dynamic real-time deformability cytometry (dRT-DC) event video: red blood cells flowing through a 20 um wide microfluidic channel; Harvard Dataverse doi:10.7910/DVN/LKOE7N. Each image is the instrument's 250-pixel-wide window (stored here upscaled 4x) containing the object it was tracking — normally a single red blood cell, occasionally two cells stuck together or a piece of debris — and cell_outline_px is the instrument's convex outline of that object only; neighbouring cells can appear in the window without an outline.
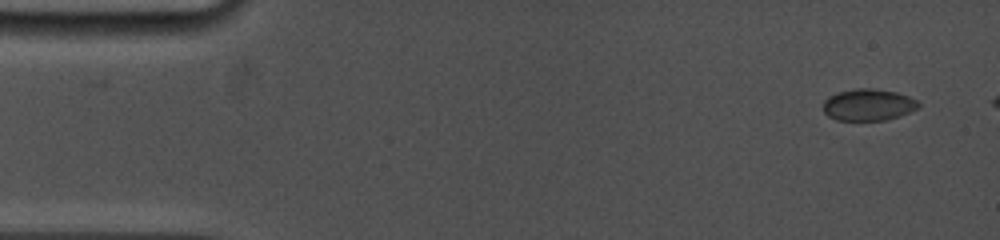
{"species": "common noctule bat (a hibernating species)", "species_latin": "Nyctalus noctula", "temperature_condition": "cold", "stored_images_in_passage": 6, "camera_frame_rate_fps": 5000, "um_per_image_px": 0.085, "animal": {"sex": "female", "body_mass_g": 19.0, "forearm_length_mm": 53.3}, "frame": {"image": 1, "passage_image": 1, "time_ms": 0.0, "image_size_px": [1000, 240], "cell_outline_px": [[920, 108], [900, 116], [884, 120], [836, 120], [828, 116], [824, 112], [824, 100], [828, 96], [836, 92], [856, 88], [872, 88], [896, 92], [908, 96], [916, 100], [920, 104]], "centroid_in_image_um": [73.8, 8.9], "position_along_channel_um": 11.2, "area_um2": 17.74}}